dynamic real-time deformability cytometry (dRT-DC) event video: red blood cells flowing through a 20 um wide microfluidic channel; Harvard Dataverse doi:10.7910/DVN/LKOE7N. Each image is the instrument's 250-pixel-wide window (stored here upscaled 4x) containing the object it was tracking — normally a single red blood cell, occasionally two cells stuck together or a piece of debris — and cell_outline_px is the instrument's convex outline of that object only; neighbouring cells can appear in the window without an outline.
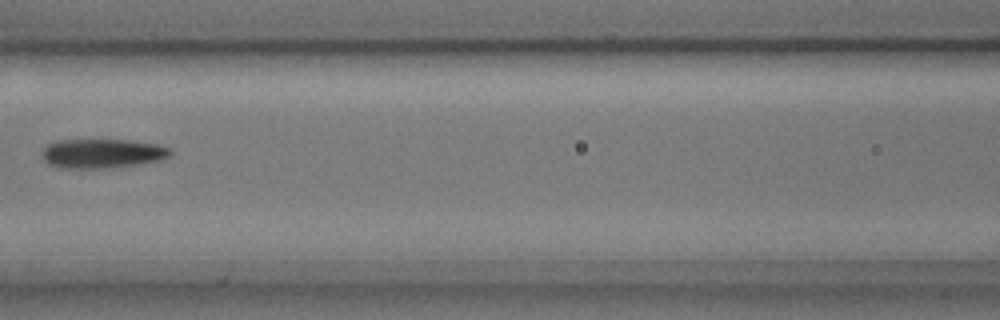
{"species": "common noctule bat (a hibernating species)", "species_latin": "Nyctalus noctula", "temperature_condition": "cold", "stored_images_in_passage": 7, "camera_frame_rate_fps": 3000, "um_per_image_px": 0.085, "animal": {"sex": "male", "body_mass_g": 17.9, "forearm_length_mm": 54.2}, "frame": {"image": 1, "passage_image": 3, "time_ms": 0.667, "image_size_px": [1000, 320], "cell_outline_px": [[172, 152], [168, 156], [160, 160], [112, 168], [56, 168], [48, 164], [44, 160], [40, 152], [48, 144], [56, 140], [128, 140], [156, 144], [168, 148]], "centroid_in_image_um": [8.61, 13.05], "position_along_channel_um": 158.0, "area_um2": 21.91}}
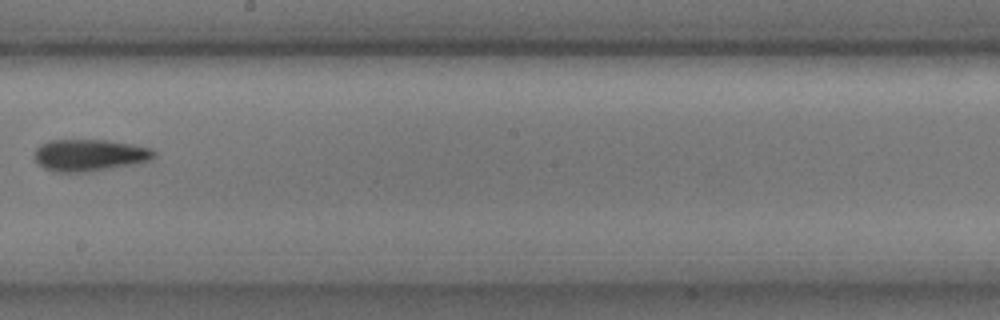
{"frame": {"image": 2, "passage_image": 5, "time_ms": 1.333, "image_size_px": [1000, 320], "cell_outline_px": [[156, 156], [152, 160], [92, 172], [56, 172], [44, 168], [32, 156], [36, 148], [40, 144], [48, 140], [108, 140], [132, 144], [152, 148], [156, 152]], "centroid_in_image_um": [7.61, 13.19], "position_along_channel_um": 240.6, "area_um2": 22.48}}
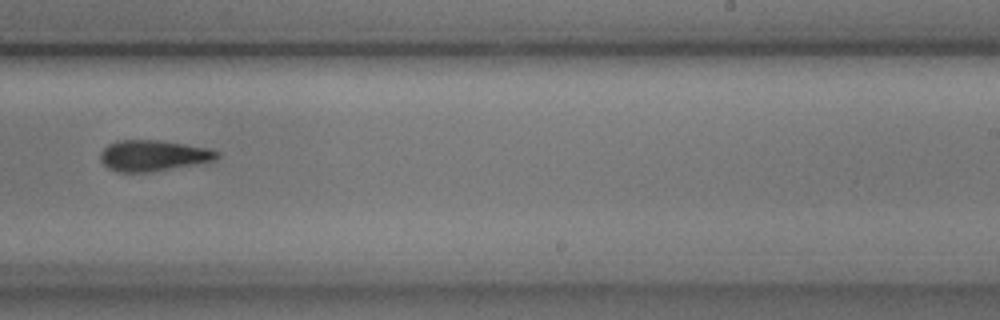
{"frame": {"image": 3, "passage_image": 6, "time_ms": 1.667, "image_size_px": [1000, 320], "cell_outline_px": [[220, 156], [216, 160], [148, 172], [116, 172], [108, 168], [100, 160], [100, 152], [108, 144], [116, 140], [156, 140], [184, 144], [208, 148], [220, 152]], "centroid_in_image_um": [12.99, 13.22], "position_along_channel_um": 276.0, "area_um2": 20.92}}